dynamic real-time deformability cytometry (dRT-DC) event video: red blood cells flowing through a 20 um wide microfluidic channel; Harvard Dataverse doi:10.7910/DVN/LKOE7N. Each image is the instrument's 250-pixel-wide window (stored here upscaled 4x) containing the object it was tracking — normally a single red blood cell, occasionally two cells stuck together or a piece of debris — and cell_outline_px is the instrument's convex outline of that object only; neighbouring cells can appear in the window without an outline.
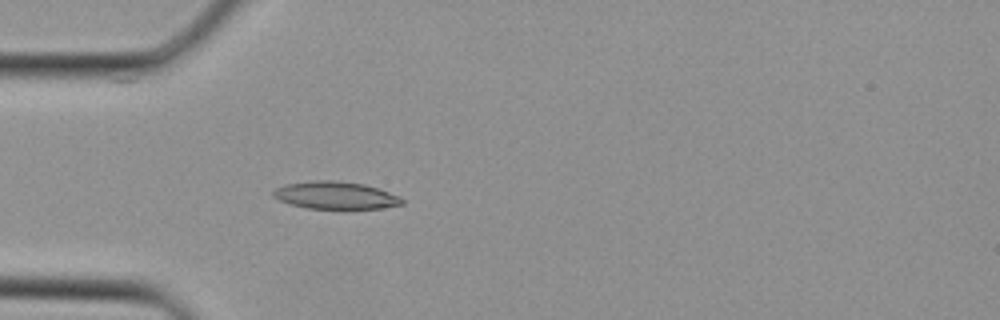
{"species": "Egyptian fruit bat (a non-hibernating species)", "species_latin": "Rousettus aegyptiacus", "temperature_condition": "cold", "stored_images_in_passage": 26, "camera_frame_rate_fps": 3000, "um_per_image_px": 0.085, "animal": {"sex": "female"}, "frame": {"image": 1, "passage_image": 1, "time_ms": 0.0, "image_size_px": [1000, 320], "cell_outline_px": [[404, 204], [380, 208], [308, 208], [292, 204], [280, 200], [272, 196], [272, 192], [276, 188], [284, 184], [316, 180], [332, 180], [364, 184], [400, 196], [404, 200]], "centroid_in_image_um": [28.51, 16.59], "position_along_channel_um": 56.5, "area_um2": 20.35}}
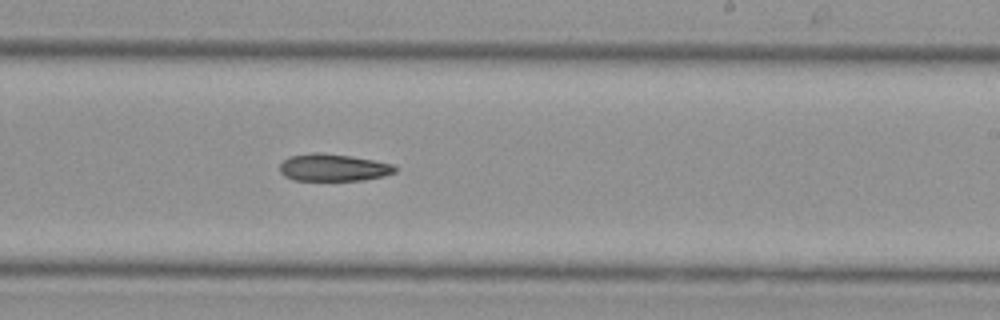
{"frame": {"image": 2, "passage_image": 12, "time_ms": 3.667, "image_size_px": [1000, 320], "cell_outline_px": [[396, 172], [384, 176], [364, 180], [292, 180], [284, 176], [280, 172], [280, 164], [288, 156], [312, 152], [316, 152], [352, 156], [392, 164], [396, 168]], "centroid_in_image_um": [28.3, 14.24], "position_along_channel_um": 260.7, "area_um2": 18.32}}
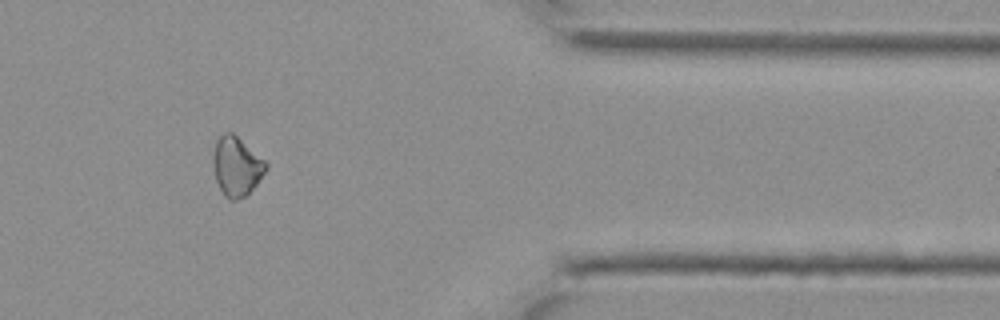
{"frame": {"image": 3, "passage_image": 20, "time_ms": 6.333, "image_size_px": [1000, 320], "cell_outline_px": [[268, 168], [256, 184], [244, 196], [236, 200], [228, 200], [224, 196], [216, 180], [212, 164], [212, 156], [216, 140], [224, 132], [232, 132], [264, 160], [268, 164]], "centroid_in_image_um": [20.08, 14.14], "position_along_channel_um": 391.3, "area_um2": 18.09}}